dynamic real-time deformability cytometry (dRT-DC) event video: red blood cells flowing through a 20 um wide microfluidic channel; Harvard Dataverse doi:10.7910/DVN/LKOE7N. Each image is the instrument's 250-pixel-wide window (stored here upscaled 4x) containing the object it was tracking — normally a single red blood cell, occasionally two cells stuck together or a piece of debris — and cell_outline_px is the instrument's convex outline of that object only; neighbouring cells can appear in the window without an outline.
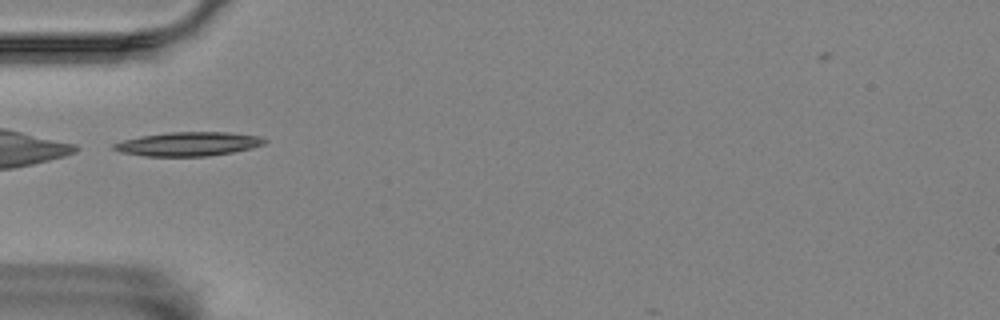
{"species": "Egyptian fruit bat (a non-hibernating species)", "species_latin": "Rousettus aegyptiacus", "temperature_condition": "room temperature", "stored_images_in_passage": 10, "camera_frame_rate_fps": 3000, "um_per_image_px": 0.085, "animal": {"sex": "female"}, "frame": {"image": 1, "passage_image": 1, "time_ms": 0.0, "image_size_px": [1000, 320], "cell_outline_px": [[268, 140], [264, 144], [252, 148], [232, 152], [208, 156], [144, 156], [120, 152], [112, 148], [112, 144], [124, 140], [140, 136], [168, 132], [228, 132], [260, 136]], "centroid_in_image_um": [16.01, 12.23], "position_along_channel_um": 69.0, "area_um2": 21.1}}
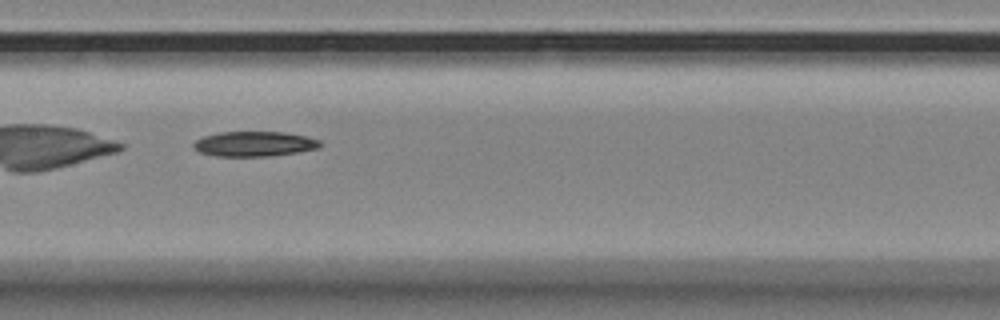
{"frame": {"image": 2, "passage_image": 4, "time_ms": 3.333, "image_size_px": [1000, 320], "cell_outline_px": [[324, 144], [320, 148], [296, 152], [268, 156], [216, 156], [200, 152], [192, 148], [192, 144], [196, 140], [204, 136], [220, 132], [284, 132], [308, 136], [320, 140]], "centroid_in_image_um": [21.64, 12.23], "position_along_channel_um": 185.8, "area_um2": 18.55}}
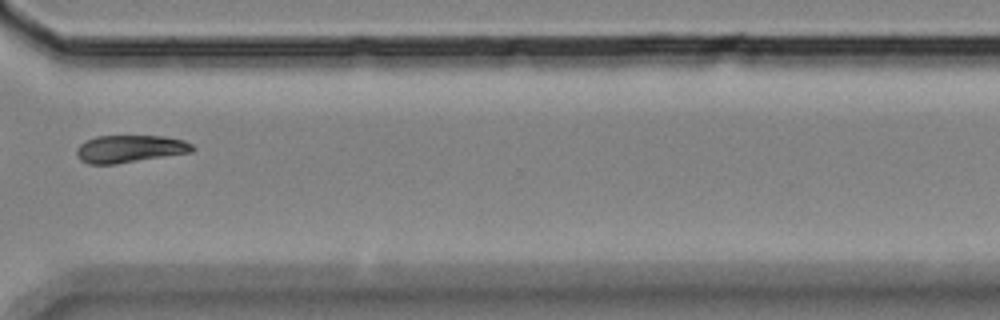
{"frame": {"image": 3, "passage_image": 8, "time_ms": 8.333, "image_size_px": [1000, 320], "cell_outline_px": [[196, 148], [192, 152], [116, 164], [88, 164], [80, 160], [76, 156], [76, 148], [80, 144], [96, 136], [164, 136], [184, 140], [192, 144]], "centroid_in_image_um": [11.03, 12.65], "position_along_channel_um": 359.6, "area_um2": 18.61}}